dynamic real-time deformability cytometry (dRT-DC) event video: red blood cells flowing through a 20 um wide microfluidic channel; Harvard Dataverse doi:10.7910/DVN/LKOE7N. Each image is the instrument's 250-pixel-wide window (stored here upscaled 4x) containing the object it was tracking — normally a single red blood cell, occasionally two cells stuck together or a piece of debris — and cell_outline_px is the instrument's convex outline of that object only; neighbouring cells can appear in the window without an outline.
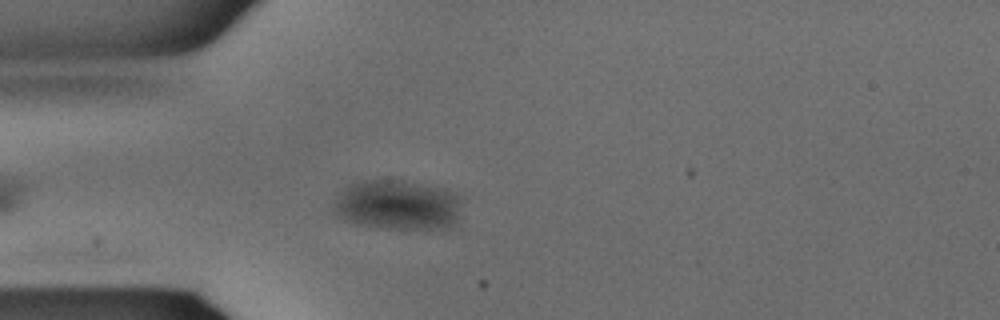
{"species": "common noctule bat (a hibernating species)", "species_latin": "Nyctalus noctula", "temperature_condition": "warm", "stored_images_in_passage": 26, "camera_frame_rate_fps": 3000, "um_per_image_px": 0.085, "animal": {"sex": "male", "body_mass_g": 15.6}, "frame": {"image": 1, "passage_image": 4, "time_ms": 1.0, "image_size_px": [1000, 320], "cell_outline_px": [[464, 200], [456, 220], [448, 228], [388, 228], [360, 224], [344, 220], [336, 216], [336, 200], [340, 192], [344, 188], [352, 184], [364, 180], [404, 180], [452, 192], [464, 196]], "centroid_in_image_um": [33.84, 17.41], "position_along_channel_um": 51.2, "area_um2": 36.88}}
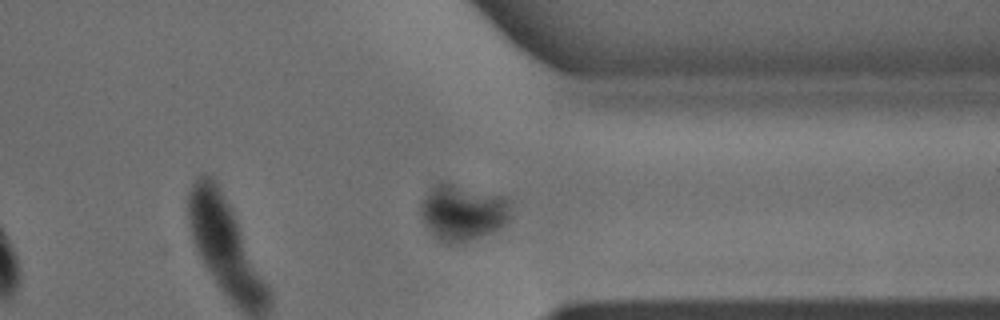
{"frame": {"image": 2, "passage_image": 22, "time_ms": 7.0, "image_size_px": [1000, 320], "cell_outline_px": [[508, 216], [504, 224], [488, 232], [468, 240], [456, 244], [448, 244], [440, 240], [424, 224], [420, 212], [420, 204], [424, 196], [432, 184], [440, 180], [448, 180], [504, 196], [508, 200]], "centroid_in_image_um": [39.24, 17.97], "position_along_channel_um": 372.2, "area_um2": 29.54}}
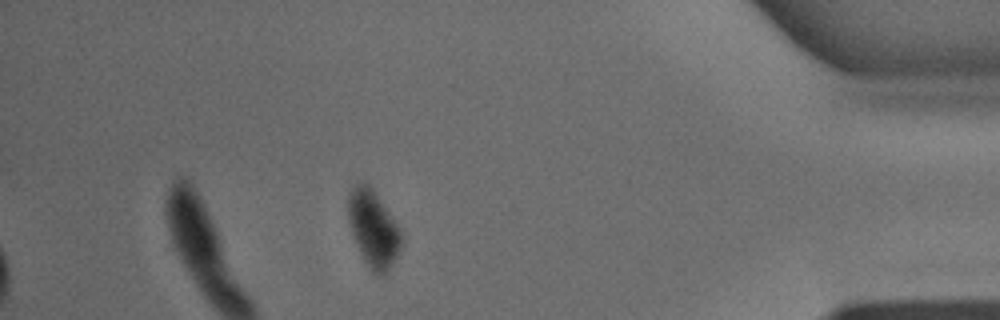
{"frame": {"image": 3, "passage_image": 26, "time_ms": 8.333, "image_size_px": [1000, 320], "cell_outline_px": [[400, 248], [396, 256], [388, 268], [380, 276], [372, 272], [368, 268], [356, 244], [348, 220], [348, 196], [356, 180], [364, 180], [376, 192], [396, 220], [400, 228]], "centroid_in_image_um": [31.7, 19.35], "position_along_channel_um": 403.5, "area_um2": 23.76}}